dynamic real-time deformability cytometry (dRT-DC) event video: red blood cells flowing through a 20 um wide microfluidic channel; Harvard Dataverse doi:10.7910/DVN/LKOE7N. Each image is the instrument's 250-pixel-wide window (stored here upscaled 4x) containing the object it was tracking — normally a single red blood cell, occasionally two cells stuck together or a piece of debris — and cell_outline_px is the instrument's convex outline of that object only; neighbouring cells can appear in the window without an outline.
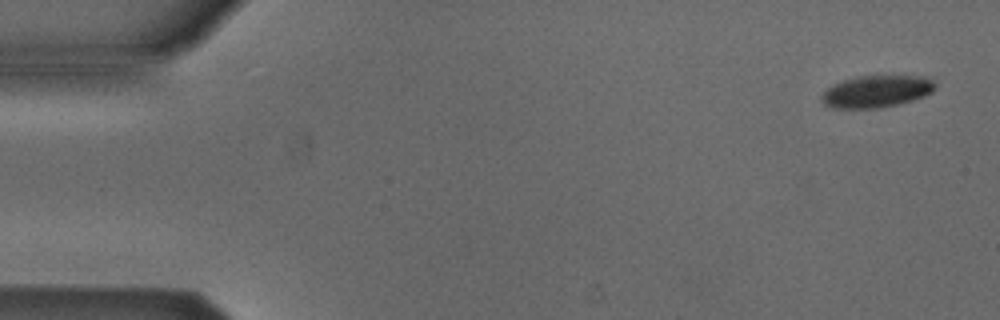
{"species": "Egyptian fruit bat (a non-hibernating species)", "species_latin": "Rousettus aegyptiacus", "temperature_condition": "cold", "stored_images_in_passage": 7, "camera_frame_rate_fps": 3000, "um_per_image_px": 0.085, "animal": {"sex": "male"}, "frame": {"image": 1, "passage_image": 1, "time_ms": 0.0, "image_size_px": [1000, 320], "cell_outline_px": [[936, 88], [932, 92], [924, 96], [912, 100], [896, 104], [876, 108], [832, 108], [824, 104], [820, 100], [820, 96], [832, 84], [856, 76], [928, 76], [936, 84]], "centroid_in_image_um": [74.5, 7.76], "position_along_channel_um": 10.5, "area_um2": 21.21}}
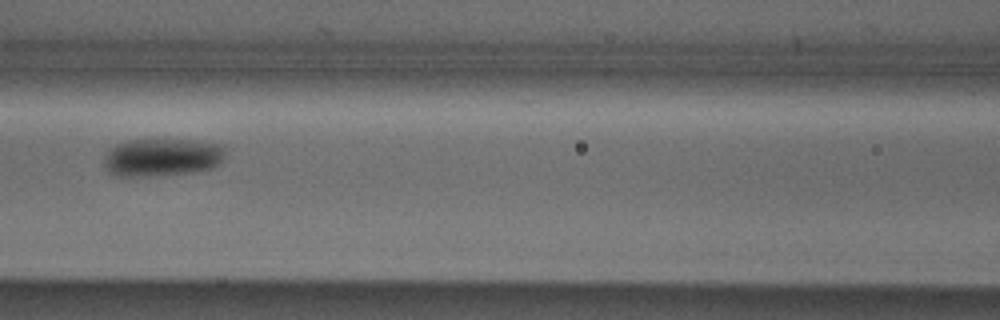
{"frame": {"image": 2, "passage_image": 6, "time_ms": 1.667, "image_size_px": [1000, 320], "cell_outline_px": [[224, 156], [220, 164], [212, 168], [192, 172], [148, 176], [116, 176], [108, 172], [104, 168], [104, 156], [116, 144], [128, 140], [192, 140], [224, 144]], "centroid_in_image_um": [13.78, 13.37], "position_along_channel_um": 152.8, "area_um2": 26.88}}
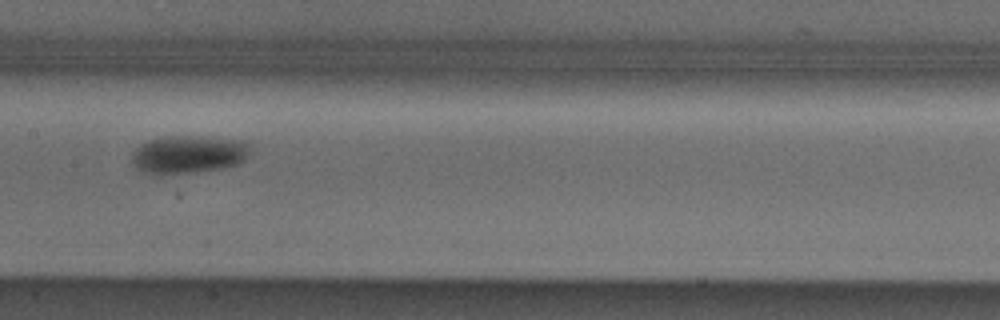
{"frame": {"image": 3, "passage_image": 7, "time_ms": 2.0, "image_size_px": [1000, 320], "cell_outline_px": [[252, 144], [248, 156], [240, 164], [220, 168], [196, 172], [160, 176], [152, 176], [136, 168], [132, 164], [132, 156], [136, 148], [140, 144], [148, 140], [164, 136], [196, 136], [244, 140]], "centroid_in_image_um": [16.01, 13.14], "position_along_channel_um": 191.4, "area_um2": 26.88}}